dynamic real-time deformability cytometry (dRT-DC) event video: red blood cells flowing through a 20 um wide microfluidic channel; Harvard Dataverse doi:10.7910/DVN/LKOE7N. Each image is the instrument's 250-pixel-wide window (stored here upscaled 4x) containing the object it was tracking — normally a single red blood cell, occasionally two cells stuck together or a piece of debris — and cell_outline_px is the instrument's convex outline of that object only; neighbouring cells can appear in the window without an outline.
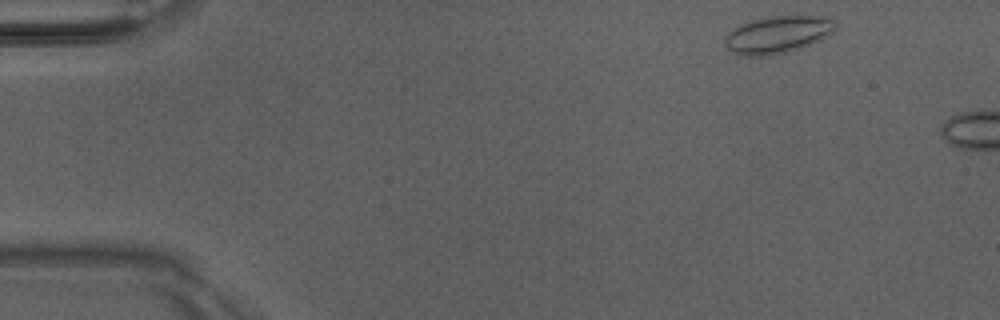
{"species": "Egyptian fruit bat (a non-hibernating species)", "species_latin": "Rousettus aegyptiacus", "temperature_condition": "room temperature", "stored_images_in_passage": 5, "camera_frame_rate_fps": 3000, "um_per_image_px": 0.085, "animal": {"sex": "male"}, "frame": {"image": 1, "passage_image": 1, "time_ms": 0.0, "image_size_px": [1000, 320], "cell_outline_px": [[836, 28], [832, 32], [820, 40], [800, 48], [768, 56], [744, 56], [732, 52], [724, 44], [724, 36], [728, 32], [740, 24], [752, 20], [768, 16], [828, 16], [836, 20]], "centroid_in_image_um": [66.1, 2.93], "position_along_channel_um": 18.9, "area_um2": 24.16}}